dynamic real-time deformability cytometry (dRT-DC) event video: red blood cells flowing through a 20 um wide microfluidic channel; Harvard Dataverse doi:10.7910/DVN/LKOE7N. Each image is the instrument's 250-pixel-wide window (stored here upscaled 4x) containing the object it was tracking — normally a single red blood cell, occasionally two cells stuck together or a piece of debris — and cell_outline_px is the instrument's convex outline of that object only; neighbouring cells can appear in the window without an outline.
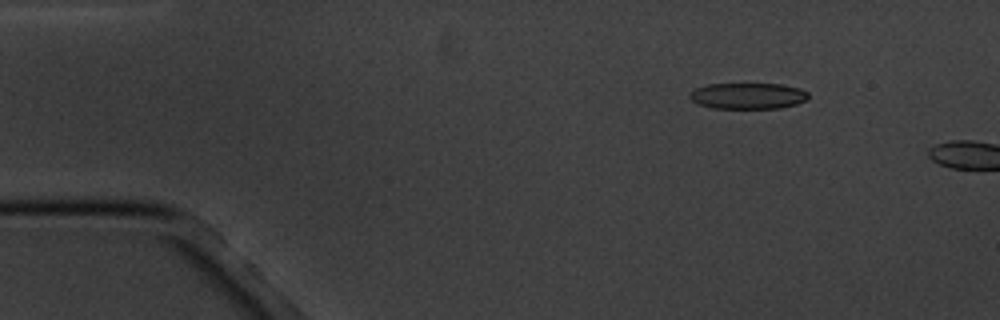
{"species": "common noctule bat (a hibernating species)", "species_latin": "Nyctalus noctula", "temperature_condition": "cold", "stored_images_in_passage": 3, "camera_frame_rate_fps": 3000, "um_per_image_px": 0.085, "animal": {"sex": "male", "body_mass_g": 20.1, "forearm_length_mm": 53.5}, "frame": {"image": 1, "passage_image": 2, "time_ms": 1.333, "image_size_px": [1000, 320], "cell_outline_px": [[808, 100], [796, 104], [780, 108], [712, 108], [696, 104], [688, 96], [688, 92], [696, 88], [708, 84], [780, 84], [800, 88], [808, 92]], "centroid_in_image_um": [63.55, 8.15], "position_along_channel_um": 21.4, "area_um2": 18.21}}